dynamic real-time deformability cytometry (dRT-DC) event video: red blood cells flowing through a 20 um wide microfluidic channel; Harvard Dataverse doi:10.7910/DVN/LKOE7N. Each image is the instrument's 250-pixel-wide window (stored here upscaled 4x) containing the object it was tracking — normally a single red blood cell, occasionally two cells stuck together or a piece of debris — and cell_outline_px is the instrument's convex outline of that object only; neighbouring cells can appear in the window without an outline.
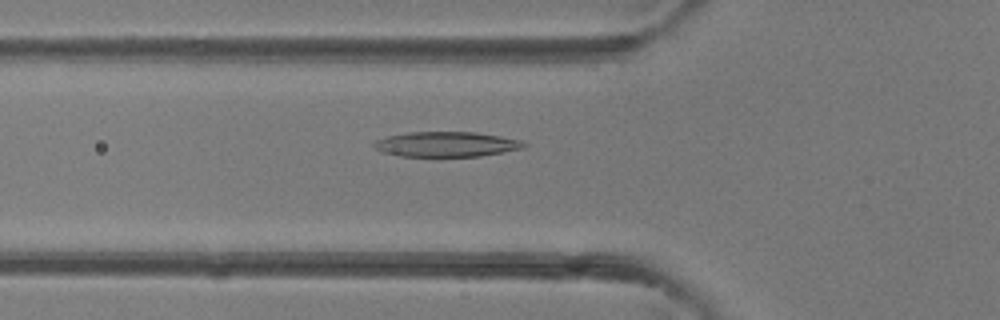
{"species": "common noctule bat (a hibernating species)", "species_latin": "Nyctalus noctula", "temperature_condition": "room temperature", "stored_images_in_passage": 42, "camera_frame_rate_fps": 3000, "um_per_image_px": 0.085, "animal": {"sex": "female"}, "frame": {"image": 1, "passage_image": 15, "time_ms": 4.667, "image_size_px": [1000, 320], "cell_outline_px": [[528, 144], [524, 148], [480, 156], [400, 156], [380, 152], [372, 144], [376, 140], [388, 136], [408, 132], [476, 132], [524, 140]], "centroid_in_image_um": [37.97, 12.26], "position_along_channel_um": 87.8, "area_um2": 21.96}}
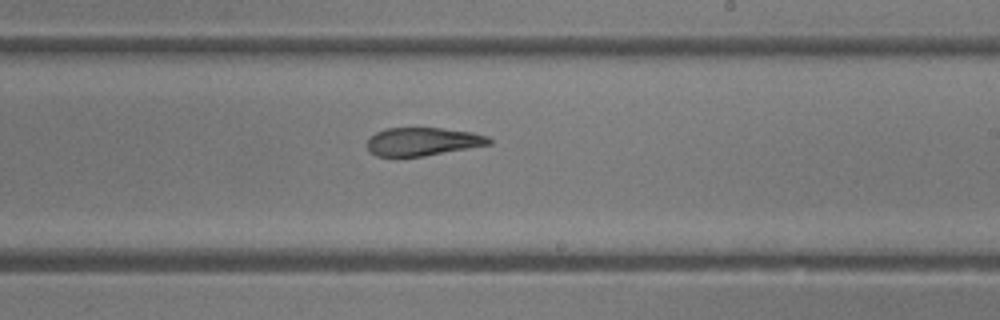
{"frame": {"image": 2, "passage_image": 25, "time_ms": 8.0, "image_size_px": [1000, 320], "cell_outline_px": [[492, 144], [424, 156], [376, 156], [368, 152], [368, 140], [376, 132], [384, 128], [440, 128], [472, 132], [488, 136], [492, 140]], "centroid_in_image_um": [35.94, 12.03], "position_along_channel_um": 253.1, "area_um2": 20.0}}
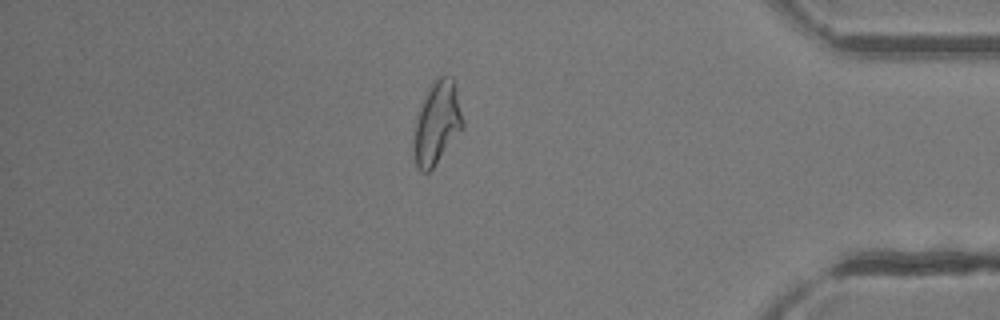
{"frame": {"image": 3, "passage_image": 36, "time_ms": 11.667, "image_size_px": [1000, 320], "cell_outline_px": [[464, 124], [432, 168], [428, 172], [420, 172], [416, 168], [412, 152], [412, 148], [416, 116], [428, 88], [436, 76], [452, 76], [456, 80], [464, 120]], "centroid_in_image_um": [37.12, 10.4], "position_along_channel_um": 398.1, "area_um2": 23.93}}